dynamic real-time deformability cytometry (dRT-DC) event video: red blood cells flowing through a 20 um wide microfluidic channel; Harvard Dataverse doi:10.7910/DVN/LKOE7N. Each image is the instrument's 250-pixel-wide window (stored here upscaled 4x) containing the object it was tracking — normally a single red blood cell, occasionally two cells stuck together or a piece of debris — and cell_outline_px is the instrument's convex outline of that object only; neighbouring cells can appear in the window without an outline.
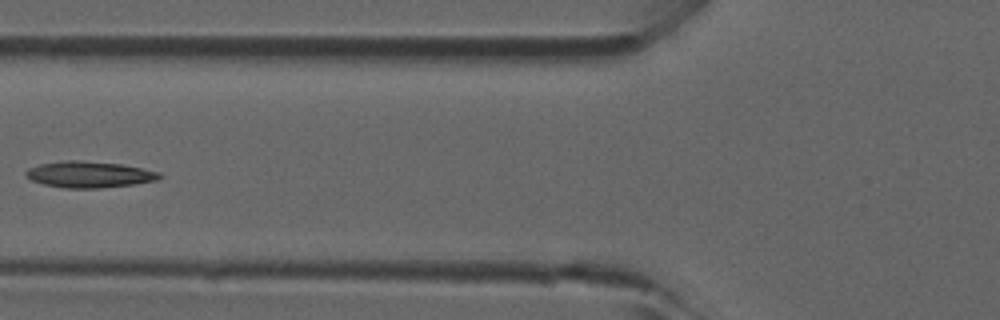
{"species": "common noctule bat (a hibernating species)", "species_latin": "Nyctalus noctula", "temperature_condition": "room temperature", "stored_images_in_passage": 4, "camera_frame_rate_fps": 3000, "um_per_image_px": 0.085, "animal": {"sex": "male", "forearm_length_mm": 52.5}, "frame": {"image": 1, "passage_image": 4, "time_ms": 1.0, "image_size_px": [1000, 320], "cell_outline_px": [[164, 176], [156, 180], [132, 184], [100, 188], [64, 188], [44, 184], [32, 180], [24, 176], [24, 172], [28, 168], [40, 164], [68, 160], [80, 160], [120, 164], [160, 172]], "centroid_in_image_um": [7.56, 14.83], "position_along_channel_um": 118.2, "area_um2": 20.35}}